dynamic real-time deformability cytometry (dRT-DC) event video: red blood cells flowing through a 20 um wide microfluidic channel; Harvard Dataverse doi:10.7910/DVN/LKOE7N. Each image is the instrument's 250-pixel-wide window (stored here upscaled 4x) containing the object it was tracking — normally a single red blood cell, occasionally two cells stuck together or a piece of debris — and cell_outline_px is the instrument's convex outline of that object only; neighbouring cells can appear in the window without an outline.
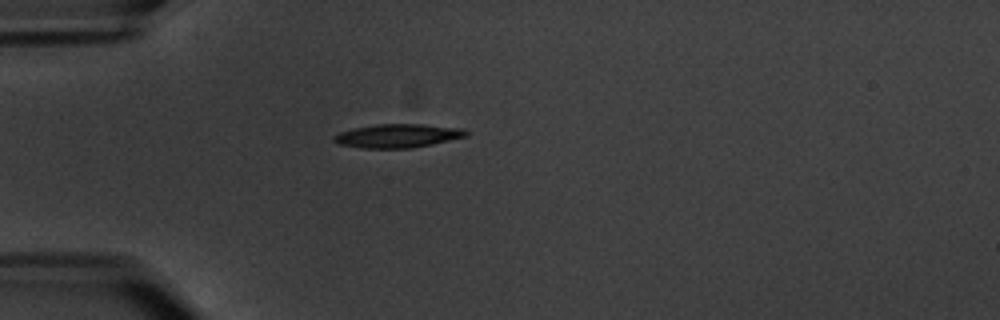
{"species": "common noctule bat (a hibernating species)", "species_latin": "Nyctalus noctula", "temperature_condition": "warm", "stored_images_in_passage": 1, "camera_frame_rate_fps": 3000, "um_per_image_px": 0.085, "animal": {"sex": "male", "body_mass_g": 20.1, "forearm_length_mm": 53.5}, "frame": {"image": 1, "passage_image": 1, "time_ms": 0.0, "image_size_px": [1000, 320], "cell_outline_px": [[468, 136], [432, 144], [412, 148], [360, 148], [336, 144], [332, 140], [332, 136], [340, 132], [352, 128], [376, 124], [424, 124], [464, 128], [468, 132]], "centroid_in_image_um": [33.78, 11.54], "position_along_channel_um": 51.2, "area_um2": 18.5}}